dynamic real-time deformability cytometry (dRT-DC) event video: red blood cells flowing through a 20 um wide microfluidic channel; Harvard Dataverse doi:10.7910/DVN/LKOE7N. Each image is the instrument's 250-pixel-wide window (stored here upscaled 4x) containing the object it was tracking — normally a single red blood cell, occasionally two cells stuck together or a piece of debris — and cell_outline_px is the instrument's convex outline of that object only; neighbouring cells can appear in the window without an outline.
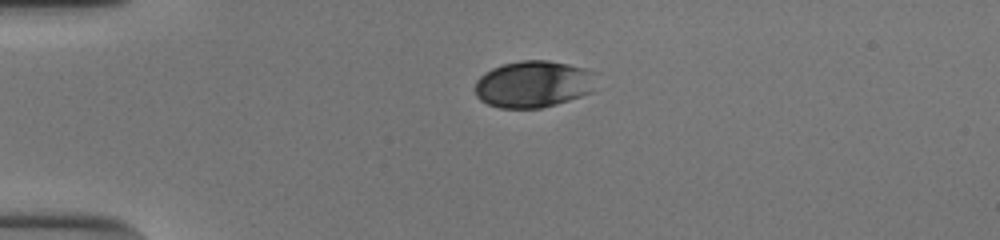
{"species": "human", "species_latin": "Homo sapiens", "temperature_condition": "cold", "stored_images_in_passage": 41, "camera_frame_rate_fps": 3000, "um_per_image_px": 0.085, "donor": {"sex": "male"}, "frame": {"image": 1, "passage_image": 1, "time_ms": 0.0, "image_size_px": [1000, 240], "cell_outline_px": [[592, 92], [556, 104], [540, 108], [500, 108], [488, 104], [480, 100], [476, 96], [476, 80], [484, 72], [492, 68], [504, 64], [520, 60], [548, 60], [568, 64], [584, 68], [592, 72]], "centroid_in_image_um": [45.28, 7.15], "position_along_channel_um": 39.7, "area_um2": 32.77}}
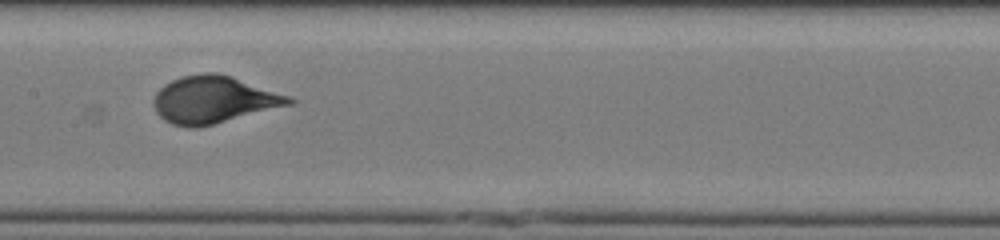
{"frame": {"image": 2, "passage_image": 16, "time_ms": 5.0, "image_size_px": [1000, 240], "cell_outline_px": [[296, 100], [292, 104], [196, 128], [188, 128], [172, 124], [164, 120], [156, 112], [152, 100], [156, 92], [164, 84], [172, 80], [184, 76], [204, 72], [216, 72], [232, 76], [292, 96]], "centroid_in_image_um": [18.16, 8.46], "position_along_channel_um": 189.2, "area_um2": 37.22}}
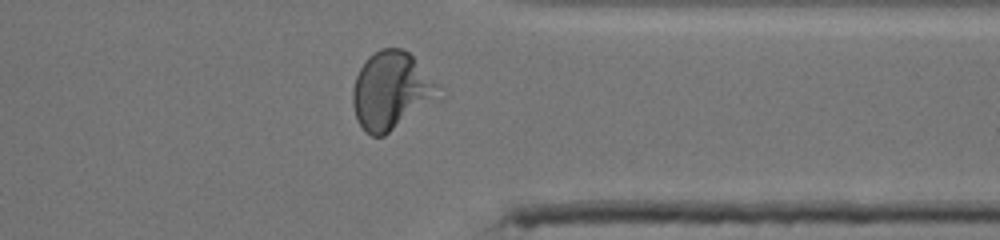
{"frame": {"image": 3, "passage_image": 31, "time_ms": 10.0, "image_size_px": [1000, 240], "cell_outline_px": [[444, 100], [384, 136], [372, 136], [356, 120], [352, 104], [352, 88], [356, 76], [360, 68], [368, 56], [380, 48], [400, 48], [408, 52], [412, 56], [436, 84]], "centroid_in_image_um": [33.29, 7.76], "position_along_channel_um": 378.1, "area_um2": 39.59}, "authors_computed_cell_mechanics": {"area_um2": 36.0094, "velocity_mm_per_s": 3.8344, "shape_relaxation_time_tau1_ms": 3.5254, "shape_relaxation_time_tau2_ms": null, "deformation_change_tau1": 0.165, "deformation_change_tau2": null}}